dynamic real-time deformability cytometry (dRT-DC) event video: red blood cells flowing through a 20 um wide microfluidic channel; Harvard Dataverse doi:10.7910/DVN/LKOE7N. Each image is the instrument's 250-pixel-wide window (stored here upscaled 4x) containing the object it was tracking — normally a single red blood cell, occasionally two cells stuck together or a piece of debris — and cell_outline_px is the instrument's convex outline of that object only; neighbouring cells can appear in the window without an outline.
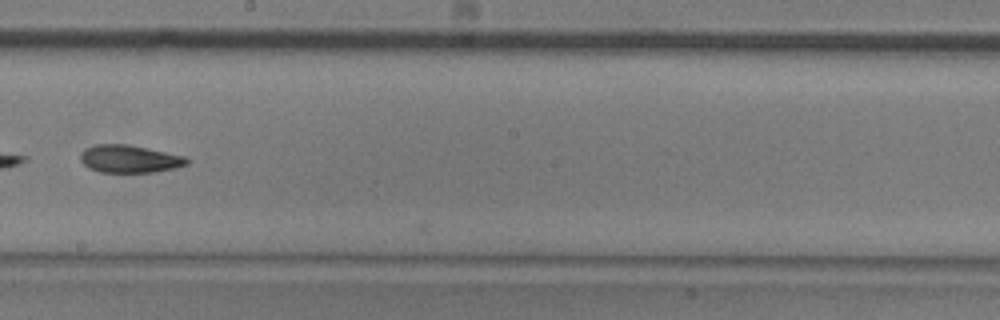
{"species": "common noctule bat (a hibernating species)", "species_latin": "Nyctalus noctula", "temperature_condition": "room temperature", "stored_images_in_passage": 9, "camera_frame_rate_fps": 3000, "um_per_image_px": 0.085, "animal": {"sex": "male", "body_mass_g": 20.5, "forearm_length_mm": 52.5}, "frame": {"image": 1, "passage_image": 7, "time_ms": 2.0, "image_size_px": [1000, 320], "cell_outline_px": [[188, 164], [176, 168], [152, 172], [100, 172], [88, 168], [80, 160], [80, 152], [84, 148], [96, 144], [128, 144], [184, 156], [188, 160]], "centroid_in_image_um": [10.96, 13.5], "position_along_channel_um": 237.2, "area_um2": 17.17}}
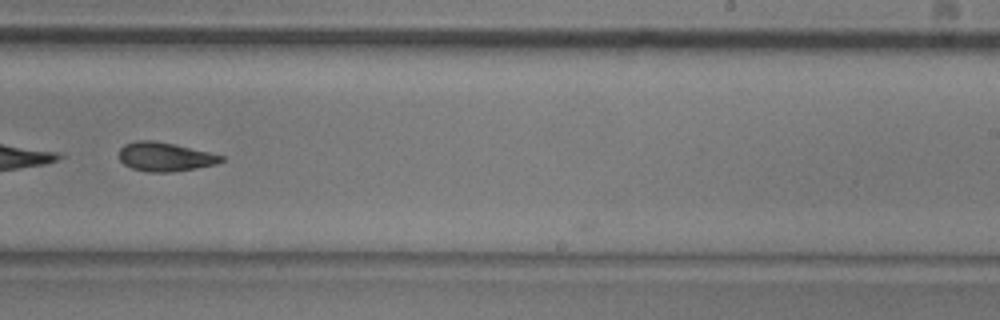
{"frame": {"image": 2, "passage_image": 8, "time_ms": 2.333, "image_size_px": [1000, 320], "cell_outline_px": [[224, 160], [216, 164], [196, 168], [172, 172], [148, 172], [132, 168], [124, 164], [120, 160], [120, 148], [124, 144], [136, 140], [152, 140], [172, 144], [208, 152], [224, 156]], "centroid_in_image_um": [14.01, 13.33], "position_along_channel_um": 275.0, "area_um2": 17.05}}
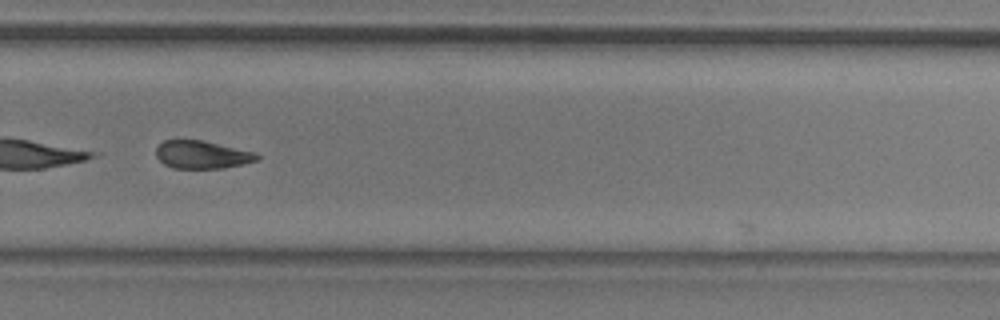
{"frame": {"image": 3, "passage_image": 9, "time_ms": 2.667, "image_size_px": [1000, 320], "cell_outline_px": [[260, 160], [224, 168], [172, 168], [164, 164], [156, 156], [156, 148], [164, 140], [204, 140], [256, 152], [260, 156]], "centroid_in_image_um": [17.21, 13.14], "position_along_channel_um": 312.6, "area_um2": 16.53}}